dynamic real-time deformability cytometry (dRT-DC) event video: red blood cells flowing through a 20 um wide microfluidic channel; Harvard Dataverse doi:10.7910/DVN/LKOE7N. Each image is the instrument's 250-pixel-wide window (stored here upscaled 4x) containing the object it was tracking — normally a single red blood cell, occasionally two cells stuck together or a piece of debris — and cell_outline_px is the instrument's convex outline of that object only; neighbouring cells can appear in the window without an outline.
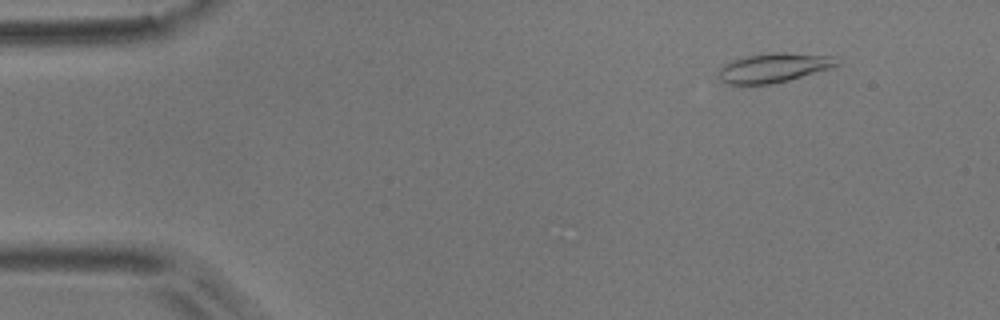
{"species": "common noctule bat (a hibernating species)", "species_latin": "Nyctalus noctula", "temperature_condition": "room temperature", "stored_images_in_passage": 5, "camera_frame_rate_fps": 3000, "um_per_image_px": 0.085, "animal": {"sex": "male", "body_mass_g": 17.9}, "frame": {"image": 1, "passage_image": 2, "time_ms": 0.333, "image_size_px": [1000, 320], "cell_outline_px": [[840, 64], [828, 68], [788, 80], [768, 84], [728, 84], [720, 80], [720, 68], [724, 64], [748, 56], [772, 52], [784, 52], [836, 56]], "centroid_in_image_um": [65.79, 5.74], "position_along_channel_um": 19.2, "area_um2": 19.77}}